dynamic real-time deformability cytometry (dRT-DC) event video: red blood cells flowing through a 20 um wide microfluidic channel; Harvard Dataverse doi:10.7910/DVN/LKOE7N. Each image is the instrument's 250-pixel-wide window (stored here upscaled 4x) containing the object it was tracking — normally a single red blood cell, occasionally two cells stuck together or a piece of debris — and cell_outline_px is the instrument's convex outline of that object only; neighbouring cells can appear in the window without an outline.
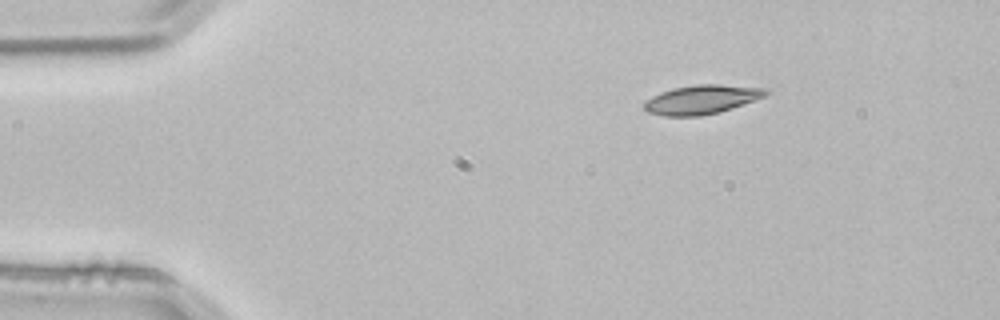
{"species": "common noctule bat (a hibernating species)", "species_latin": "Nyctalus noctula", "temperature_condition": "room temperature", "stored_images_in_passage": 2, "camera_frame_rate_fps": 3000, "um_per_image_px": 0.085, "animal": {"sex": "male", "body_mass_g": 21.5, "forearm_length_mm": 52.0}, "frame": {"image": 1, "passage_image": 1, "time_ms": 0.0, "image_size_px": [1000, 320], "cell_outline_px": [[772, 92], [764, 96], [720, 112], [700, 116], [664, 116], [648, 112], [644, 108], [644, 104], [652, 96], [660, 92], [672, 88], [696, 84], [720, 84], [768, 88]], "centroid_in_image_um": [59.66, 8.45], "position_along_channel_um": 25.3, "area_um2": 20.58}}